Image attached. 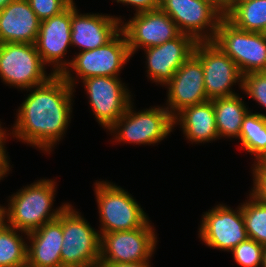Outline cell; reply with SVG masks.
<instances>
[{"label":"cell","instance_id":"cell-1","mask_svg":"<svg viewBox=\"0 0 266 267\" xmlns=\"http://www.w3.org/2000/svg\"><path fill=\"white\" fill-rule=\"evenodd\" d=\"M25 91L27 96L16 109L13 127L9 130L5 127L7 134L10 139L16 138L17 142L50 155L66 137L76 90L60 74H55L47 82Z\"/></svg>","mask_w":266,"mask_h":267},{"label":"cell","instance_id":"cell-2","mask_svg":"<svg viewBox=\"0 0 266 267\" xmlns=\"http://www.w3.org/2000/svg\"><path fill=\"white\" fill-rule=\"evenodd\" d=\"M58 183L55 179L40 178L9 195L5 209V224L29 234L52 221L70 204L63 202L53 208Z\"/></svg>","mask_w":266,"mask_h":267},{"label":"cell","instance_id":"cell-3","mask_svg":"<svg viewBox=\"0 0 266 267\" xmlns=\"http://www.w3.org/2000/svg\"><path fill=\"white\" fill-rule=\"evenodd\" d=\"M100 180H95L93 184L100 235L140 227H154L141 204L128 190L107 179Z\"/></svg>","mask_w":266,"mask_h":267},{"label":"cell","instance_id":"cell-4","mask_svg":"<svg viewBox=\"0 0 266 267\" xmlns=\"http://www.w3.org/2000/svg\"><path fill=\"white\" fill-rule=\"evenodd\" d=\"M174 131L173 117L164 105L137 109L132 101L126 112L107 131L112 144L155 146Z\"/></svg>","mask_w":266,"mask_h":267},{"label":"cell","instance_id":"cell-5","mask_svg":"<svg viewBox=\"0 0 266 267\" xmlns=\"http://www.w3.org/2000/svg\"><path fill=\"white\" fill-rule=\"evenodd\" d=\"M70 64L60 74L74 89L83 79L96 76L120 77L132 58L125 34L120 31L102 47L75 52ZM75 74V75H74Z\"/></svg>","mask_w":266,"mask_h":267},{"label":"cell","instance_id":"cell-6","mask_svg":"<svg viewBox=\"0 0 266 267\" xmlns=\"http://www.w3.org/2000/svg\"><path fill=\"white\" fill-rule=\"evenodd\" d=\"M63 242L61 263L63 267H99L101 235L70 204L62 212Z\"/></svg>","mask_w":266,"mask_h":267},{"label":"cell","instance_id":"cell-7","mask_svg":"<svg viewBox=\"0 0 266 267\" xmlns=\"http://www.w3.org/2000/svg\"><path fill=\"white\" fill-rule=\"evenodd\" d=\"M46 69L35 44H0V80L4 85L21 92L41 85L55 75Z\"/></svg>","mask_w":266,"mask_h":267},{"label":"cell","instance_id":"cell-8","mask_svg":"<svg viewBox=\"0 0 266 267\" xmlns=\"http://www.w3.org/2000/svg\"><path fill=\"white\" fill-rule=\"evenodd\" d=\"M159 9L175 22L181 33L197 42L213 41L224 18L221 7L212 0H160Z\"/></svg>","mask_w":266,"mask_h":267},{"label":"cell","instance_id":"cell-9","mask_svg":"<svg viewBox=\"0 0 266 267\" xmlns=\"http://www.w3.org/2000/svg\"><path fill=\"white\" fill-rule=\"evenodd\" d=\"M80 83L86 92L91 113L106 132L134 101L132 91L123 83L121 77L96 76L83 79Z\"/></svg>","mask_w":266,"mask_h":267},{"label":"cell","instance_id":"cell-10","mask_svg":"<svg viewBox=\"0 0 266 267\" xmlns=\"http://www.w3.org/2000/svg\"><path fill=\"white\" fill-rule=\"evenodd\" d=\"M212 42L236 63L242 75L266 71L263 33L241 30L224 17Z\"/></svg>","mask_w":266,"mask_h":267},{"label":"cell","instance_id":"cell-11","mask_svg":"<svg viewBox=\"0 0 266 267\" xmlns=\"http://www.w3.org/2000/svg\"><path fill=\"white\" fill-rule=\"evenodd\" d=\"M201 216L197 235L202 244L211 249L230 253L249 238L240 203L235 209L218 203Z\"/></svg>","mask_w":266,"mask_h":267},{"label":"cell","instance_id":"cell-12","mask_svg":"<svg viewBox=\"0 0 266 267\" xmlns=\"http://www.w3.org/2000/svg\"><path fill=\"white\" fill-rule=\"evenodd\" d=\"M158 239L155 227L101 234L99 264L135 263L152 259Z\"/></svg>","mask_w":266,"mask_h":267},{"label":"cell","instance_id":"cell-13","mask_svg":"<svg viewBox=\"0 0 266 267\" xmlns=\"http://www.w3.org/2000/svg\"><path fill=\"white\" fill-rule=\"evenodd\" d=\"M194 54L201 60L203 66L208 100L238 94L234 89L237 85L242 92L243 75L236 63L216 44L212 41L197 42Z\"/></svg>","mask_w":266,"mask_h":267},{"label":"cell","instance_id":"cell-14","mask_svg":"<svg viewBox=\"0 0 266 267\" xmlns=\"http://www.w3.org/2000/svg\"><path fill=\"white\" fill-rule=\"evenodd\" d=\"M133 14L127 21L123 16L121 21L132 57L137 51L162 45L181 34L175 22L160 9Z\"/></svg>","mask_w":266,"mask_h":267},{"label":"cell","instance_id":"cell-15","mask_svg":"<svg viewBox=\"0 0 266 267\" xmlns=\"http://www.w3.org/2000/svg\"><path fill=\"white\" fill-rule=\"evenodd\" d=\"M37 52L42 61L50 67L54 74H61L70 64L66 59L71 52V5L60 14L40 21V28L36 40ZM69 52V53H68Z\"/></svg>","mask_w":266,"mask_h":267},{"label":"cell","instance_id":"cell-16","mask_svg":"<svg viewBox=\"0 0 266 267\" xmlns=\"http://www.w3.org/2000/svg\"><path fill=\"white\" fill-rule=\"evenodd\" d=\"M167 89L163 104L174 118L189 106L207 102L201 60L193 53L164 86Z\"/></svg>","mask_w":266,"mask_h":267},{"label":"cell","instance_id":"cell-17","mask_svg":"<svg viewBox=\"0 0 266 267\" xmlns=\"http://www.w3.org/2000/svg\"><path fill=\"white\" fill-rule=\"evenodd\" d=\"M197 41L190 35L181 33L178 37L162 45L143 49L145 75L151 83L164 86L172 79L175 72L194 53Z\"/></svg>","mask_w":266,"mask_h":267},{"label":"cell","instance_id":"cell-18","mask_svg":"<svg viewBox=\"0 0 266 267\" xmlns=\"http://www.w3.org/2000/svg\"><path fill=\"white\" fill-rule=\"evenodd\" d=\"M122 16L81 13L71 5V46L79 52L106 45L121 31Z\"/></svg>","mask_w":266,"mask_h":267},{"label":"cell","instance_id":"cell-19","mask_svg":"<svg viewBox=\"0 0 266 267\" xmlns=\"http://www.w3.org/2000/svg\"><path fill=\"white\" fill-rule=\"evenodd\" d=\"M62 213L37 230L27 234V265L31 267H63Z\"/></svg>","mask_w":266,"mask_h":267},{"label":"cell","instance_id":"cell-20","mask_svg":"<svg viewBox=\"0 0 266 267\" xmlns=\"http://www.w3.org/2000/svg\"><path fill=\"white\" fill-rule=\"evenodd\" d=\"M40 20L27 0H13L0 11V44H35Z\"/></svg>","mask_w":266,"mask_h":267},{"label":"cell","instance_id":"cell-21","mask_svg":"<svg viewBox=\"0 0 266 267\" xmlns=\"http://www.w3.org/2000/svg\"><path fill=\"white\" fill-rule=\"evenodd\" d=\"M174 130L179 127L187 143L193 145L206 144L220 140L213 102H207L186 107L173 118Z\"/></svg>","mask_w":266,"mask_h":267},{"label":"cell","instance_id":"cell-22","mask_svg":"<svg viewBox=\"0 0 266 267\" xmlns=\"http://www.w3.org/2000/svg\"><path fill=\"white\" fill-rule=\"evenodd\" d=\"M243 98L238 92L229 97L212 100L220 140L225 138L237 141L239 138L243 118L251 110Z\"/></svg>","mask_w":266,"mask_h":267},{"label":"cell","instance_id":"cell-23","mask_svg":"<svg viewBox=\"0 0 266 267\" xmlns=\"http://www.w3.org/2000/svg\"><path fill=\"white\" fill-rule=\"evenodd\" d=\"M245 153H249L253 163L259 162L266 154V112L253 113L249 110L244 116L240 136L237 139Z\"/></svg>","mask_w":266,"mask_h":267},{"label":"cell","instance_id":"cell-24","mask_svg":"<svg viewBox=\"0 0 266 267\" xmlns=\"http://www.w3.org/2000/svg\"><path fill=\"white\" fill-rule=\"evenodd\" d=\"M26 263L27 234L4 224L0 228V267H22Z\"/></svg>","mask_w":266,"mask_h":267},{"label":"cell","instance_id":"cell-25","mask_svg":"<svg viewBox=\"0 0 266 267\" xmlns=\"http://www.w3.org/2000/svg\"><path fill=\"white\" fill-rule=\"evenodd\" d=\"M225 18L241 30L262 33L266 29V0L239 4Z\"/></svg>","mask_w":266,"mask_h":267},{"label":"cell","instance_id":"cell-26","mask_svg":"<svg viewBox=\"0 0 266 267\" xmlns=\"http://www.w3.org/2000/svg\"><path fill=\"white\" fill-rule=\"evenodd\" d=\"M248 193L240 203L248 237L266 246V205Z\"/></svg>","mask_w":266,"mask_h":267},{"label":"cell","instance_id":"cell-27","mask_svg":"<svg viewBox=\"0 0 266 267\" xmlns=\"http://www.w3.org/2000/svg\"><path fill=\"white\" fill-rule=\"evenodd\" d=\"M264 248L265 246L248 238L230 252L240 267H263Z\"/></svg>","mask_w":266,"mask_h":267},{"label":"cell","instance_id":"cell-28","mask_svg":"<svg viewBox=\"0 0 266 267\" xmlns=\"http://www.w3.org/2000/svg\"><path fill=\"white\" fill-rule=\"evenodd\" d=\"M242 94L266 110V71L243 75Z\"/></svg>","mask_w":266,"mask_h":267},{"label":"cell","instance_id":"cell-29","mask_svg":"<svg viewBox=\"0 0 266 267\" xmlns=\"http://www.w3.org/2000/svg\"><path fill=\"white\" fill-rule=\"evenodd\" d=\"M40 21L60 14L69 4L65 0H27Z\"/></svg>","mask_w":266,"mask_h":267},{"label":"cell","instance_id":"cell-30","mask_svg":"<svg viewBox=\"0 0 266 267\" xmlns=\"http://www.w3.org/2000/svg\"><path fill=\"white\" fill-rule=\"evenodd\" d=\"M8 138L6 128L3 125L0 127V182L3 179L5 180L8 174L12 173L11 168H13V165L10 164L11 160L6 147Z\"/></svg>","mask_w":266,"mask_h":267},{"label":"cell","instance_id":"cell-31","mask_svg":"<svg viewBox=\"0 0 266 267\" xmlns=\"http://www.w3.org/2000/svg\"><path fill=\"white\" fill-rule=\"evenodd\" d=\"M114 3L123 4L130 8L131 6L135 13L152 11L159 9L160 0H112Z\"/></svg>","mask_w":266,"mask_h":267},{"label":"cell","instance_id":"cell-32","mask_svg":"<svg viewBox=\"0 0 266 267\" xmlns=\"http://www.w3.org/2000/svg\"><path fill=\"white\" fill-rule=\"evenodd\" d=\"M99 267H152L151 259L135 263H109L99 264Z\"/></svg>","mask_w":266,"mask_h":267},{"label":"cell","instance_id":"cell-33","mask_svg":"<svg viewBox=\"0 0 266 267\" xmlns=\"http://www.w3.org/2000/svg\"><path fill=\"white\" fill-rule=\"evenodd\" d=\"M249 1L253 0H225L224 6L221 8L223 16L226 17L239 4Z\"/></svg>","mask_w":266,"mask_h":267},{"label":"cell","instance_id":"cell-34","mask_svg":"<svg viewBox=\"0 0 266 267\" xmlns=\"http://www.w3.org/2000/svg\"><path fill=\"white\" fill-rule=\"evenodd\" d=\"M251 168H266V154L262 157L259 162L253 163Z\"/></svg>","mask_w":266,"mask_h":267},{"label":"cell","instance_id":"cell-35","mask_svg":"<svg viewBox=\"0 0 266 267\" xmlns=\"http://www.w3.org/2000/svg\"><path fill=\"white\" fill-rule=\"evenodd\" d=\"M5 224V209L4 205L0 204V228Z\"/></svg>","mask_w":266,"mask_h":267},{"label":"cell","instance_id":"cell-36","mask_svg":"<svg viewBox=\"0 0 266 267\" xmlns=\"http://www.w3.org/2000/svg\"><path fill=\"white\" fill-rule=\"evenodd\" d=\"M13 0H0V11L5 8Z\"/></svg>","mask_w":266,"mask_h":267},{"label":"cell","instance_id":"cell-37","mask_svg":"<svg viewBox=\"0 0 266 267\" xmlns=\"http://www.w3.org/2000/svg\"><path fill=\"white\" fill-rule=\"evenodd\" d=\"M217 5H219L221 8L224 6L225 0H212Z\"/></svg>","mask_w":266,"mask_h":267},{"label":"cell","instance_id":"cell-38","mask_svg":"<svg viewBox=\"0 0 266 267\" xmlns=\"http://www.w3.org/2000/svg\"><path fill=\"white\" fill-rule=\"evenodd\" d=\"M263 267H266V246L264 248Z\"/></svg>","mask_w":266,"mask_h":267},{"label":"cell","instance_id":"cell-39","mask_svg":"<svg viewBox=\"0 0 266 267\" xmlns=\"http://www.w3.org/2000/svg\"><path fill=\"white\" fill-rule=\"evenodd\" d=\"M69 5H76L75 0H65Z\"/></svg>","mask_w":266,"mask_h":267},{"label":"cell","instance_id":"cell-40","mask_svg":"<svg viewBox=\"0 0 266 267\" xmlns=\"http://www.w3.org/2000/svg\"><path fill=\"white\" fill-rule=\"evenodd\" d=\"M264 37L266 38V29L262 32Z\"/></svg>","mask_w":266,"mask_h":267}]
</instances>
